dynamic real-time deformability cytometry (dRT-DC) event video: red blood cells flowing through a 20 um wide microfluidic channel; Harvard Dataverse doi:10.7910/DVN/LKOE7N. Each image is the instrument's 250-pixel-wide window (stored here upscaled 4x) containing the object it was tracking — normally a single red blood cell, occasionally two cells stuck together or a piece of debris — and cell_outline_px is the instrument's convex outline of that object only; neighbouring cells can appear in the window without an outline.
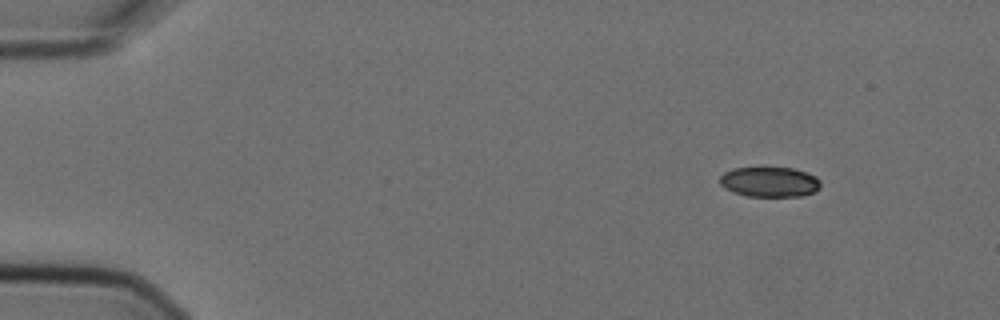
{"species": "Egyptian fruit bat (a non-hibernating species)", "species_latin": "Rousettus aegyptiacus", "temperature_condition": "cold", "stored_images_in_passage": 2, "camera_frame_rate_fps": 3000, "um_per_image_px": 0.085, "animal": {"sex": "female"}, "frame": {"image": 1, "passage_image": 1, "time_ms": 0.0, "image_size_px": [1000, 320], "cell_outline_px": [[820, 188], [816, 192], [804, 196], [748, 196], [732, 192], [724, 188], [720, 184], [720, 176], [724, 172], [732, 168], [760, 164], [768, 164], [792, 168], [808, 172], [816, 176], [820, 180]], "centroid_in_image_um": [65.41, 15.4], "position_along_channel_um": 19.6, "area_um2": 18.84}}
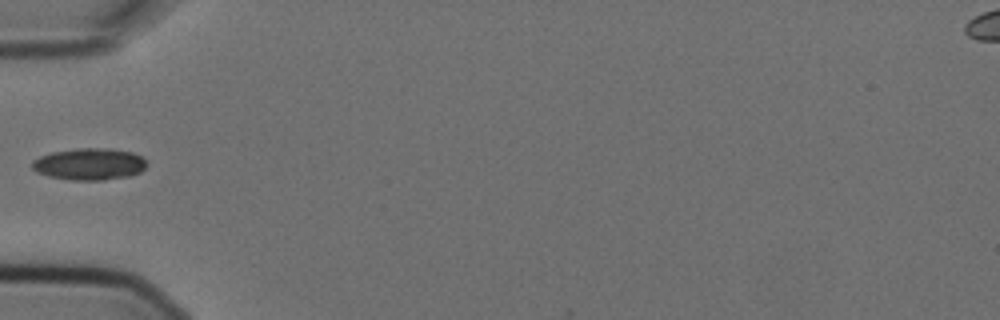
{"frame": {"image": 2, "passage_image": 2, "time_ms": 0.333, "image_size_px": [1000, 320], "cell_outline_px": [[148, 164], [140, 172], [128, 176], [104, 180], [72, 180], [48, 176], [36, 172], [32, 168], [32, 160], [40, 156], [52, 152], [80, 148], [112, 148], [132, 152], [140, 156]], "centroid_in_image_um": [7.59, 13.94], "position_along_channel_um": 77.4, "area_um2": 21.27}}